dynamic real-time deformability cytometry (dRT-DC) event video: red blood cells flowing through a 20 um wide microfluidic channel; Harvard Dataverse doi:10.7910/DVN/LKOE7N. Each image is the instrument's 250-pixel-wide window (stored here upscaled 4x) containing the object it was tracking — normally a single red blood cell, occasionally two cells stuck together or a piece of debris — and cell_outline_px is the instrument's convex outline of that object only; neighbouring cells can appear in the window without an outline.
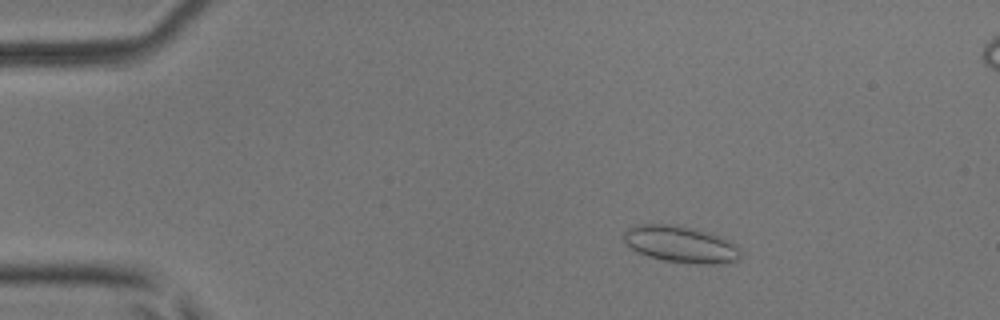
{"species": "common noctule bat (a hibernating species)", "species_latin": "Nyctalus noctula", "temperature_condition": "room temperature", "stored_images_in_passage": 21, "camera_frame_rate_fps": 3000, "um_per_image_px": 0.085, "animal": {"sex": "male", "body_mass_g": 17.9, "forearm_length_mm": 54.2}, "frame": {"image": 1, "passage_image": 1, "time_ms": 0.0, "image_size_px": [1000, 320], "cell_outline_px": [[740, 256], [736, 260], [720, 264], [704, 264], [664, 260], [648, 256], [636, 252], [624, 240], [624, 232], [628, 228], [636, 224], [684, 224], [724, 236], [736, 244], [740, 248]], "centroid_in_image_um": [57.91, 20.73], "position_along_channel_um": 27.1, "area_um2": 25.37}}
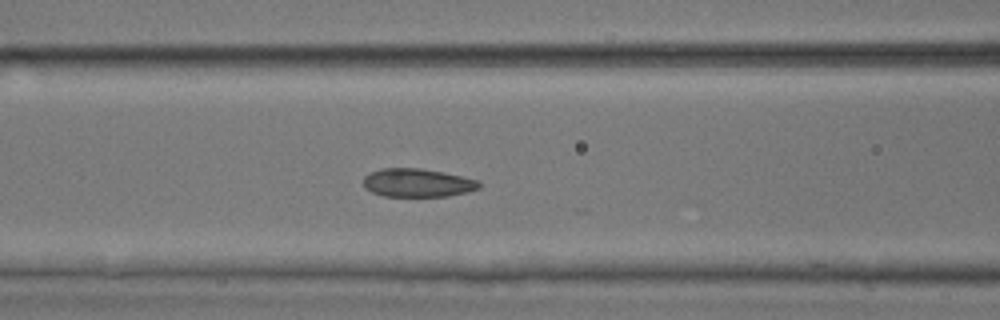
{"frame": {"image": 2, "passage_image": 14, "time_ms": 4.333, "image_size_px": [1000, 320], "cell_outline_px": [[480, 188], [468, 192], [448, 196], [384, 196], [372, 192], [364, 188], [364, 176], [380, 168], [420, 168], [444, 172], [480, 180]], "centroid_in_image_um": [35.51, 15.53], "position_along_channel_um": 131.1, "area_um2": 19.25}}
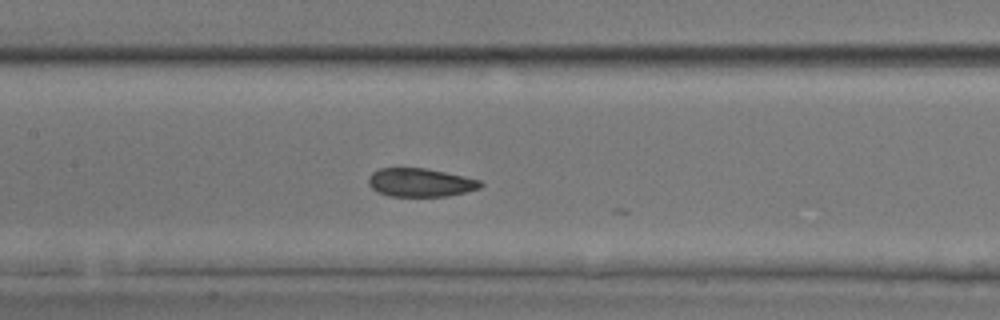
{"frame": {"image": 3, "passage_image": 17, "time_ms": 5.333, "image_size_px": [1000, 320], "cell_outline_px": [[484, 184], [480, 188], [448, 196], [388, 196], [372, 188], [368, 184], [368, 176], [372, 172], [380, 168], [424, 168], [464, 176], [480, 180]], "centroid_in_image_um": [35.72, 15.51], "position_along_channel_um": 171.7, "area_um2": 18.5}}